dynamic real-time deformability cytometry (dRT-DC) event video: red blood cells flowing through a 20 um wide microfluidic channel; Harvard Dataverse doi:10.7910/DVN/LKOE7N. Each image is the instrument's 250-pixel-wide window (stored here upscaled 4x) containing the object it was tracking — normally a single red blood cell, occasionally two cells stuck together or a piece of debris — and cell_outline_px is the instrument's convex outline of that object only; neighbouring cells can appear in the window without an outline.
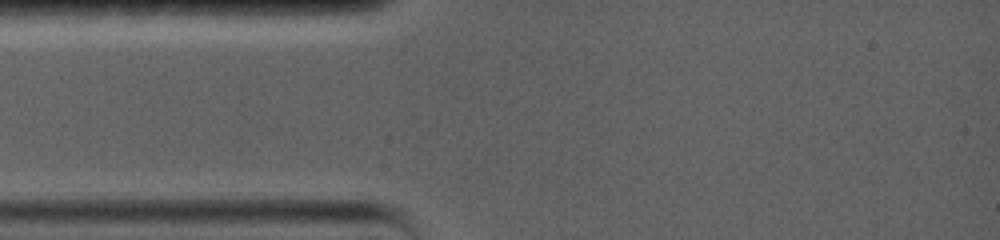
{"species": "common noctule bat (a hibernating species)", "species_latin": "Nyctalus noctula", "temperature_condition": "warm", "stored_images_in_passage": 1, "camera_frame_rate_fps": 5000, "um_per_image_px": 0.085, "animal": {"sex": "female", "body_mass_g": 19.0, "forearm_length_mm": 56.7}, "frame": {"image": 1, "passage_image": 1, "time_ms": 0.0, "image_size_px": [1000, 240], "cell_outline_px": [[608, 172], [600, 200], [540, 184], [540, 176], [556, 164]], "centroid_in_image_um": [48.93, 15.33], "position_along_channel_um": 36.1, "area_um2": 11.21}}